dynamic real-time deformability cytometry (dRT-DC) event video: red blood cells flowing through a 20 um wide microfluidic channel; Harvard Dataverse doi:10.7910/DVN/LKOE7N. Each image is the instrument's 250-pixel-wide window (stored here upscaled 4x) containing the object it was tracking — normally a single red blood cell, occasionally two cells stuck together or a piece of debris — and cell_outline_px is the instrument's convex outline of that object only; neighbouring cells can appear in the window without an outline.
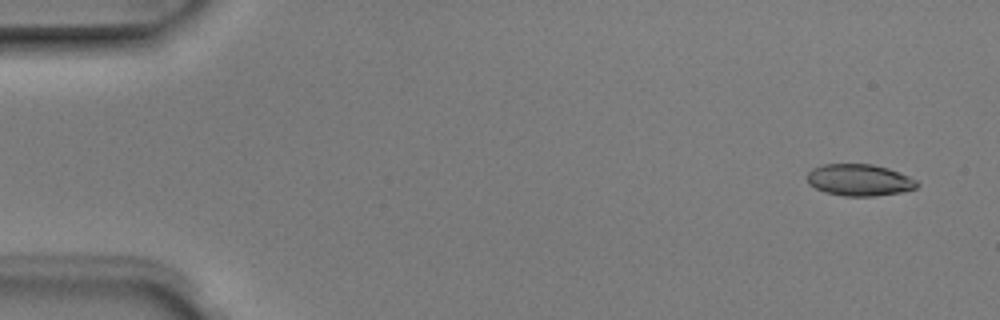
{"species": "Egyptian fruit bat (a non-hibernating species)", "species_latin": "Rousettus aegyptiacus", "temperature_condition": "room temperature", "stored_images_in_passage": 6, "camera_frame_rate_fps": 3000, "um_per_image_px": 0.085, "animal": {"sex": "male"}, "frame": {"image": 1, "passage_image": 1, "time_ms": 0.0, "image_size_px": [1000, 320], "cell_outline_px": [[920, 184], [916, 188], [900, 192], [876, 196], [844, 196], [824, 192], [808, 184], [808, 172], [812, 168], [824, 164], [872, 164], [888, 168], [908, 176], [916, 180]], "centroid_in_image_um": [73.04, 15.3], "position_along_channel_um": 12.0, "area_um2": 20.29}}
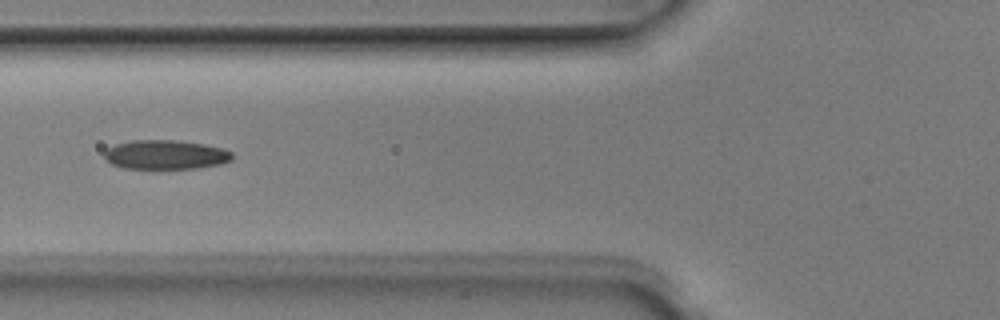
{"frame": {"image": 2, "passage_image": 5, "time_ms": 1.333, "image_size_px": [1000, 320], "cell_outline_px": [[232, 160], [220, 164], [200, 168], [124, 168], [112, 164], [104, 160], [104, 152], [108, 148], [116, 144], [132, 140], [176, 140], [204, 144], [224, 148], [232, 152]], "centroid_in_image_um": [14.08, 13.14], "position_along_channel_um": 111.7, "area_um2": 21.85}}
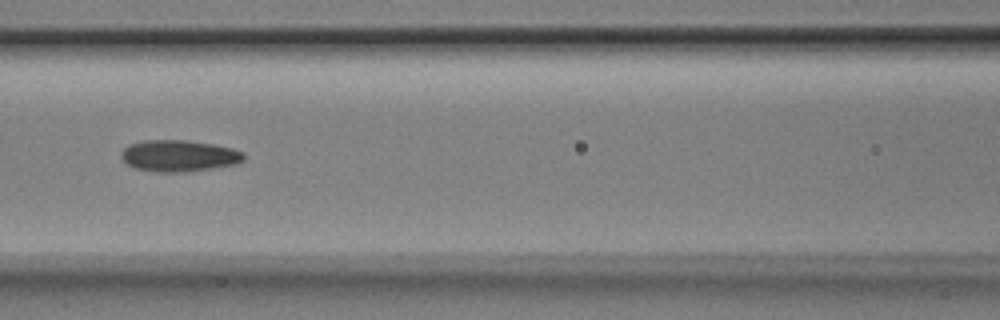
{"frame": {"image": 3, "passage_image": 6, "time_ms": 1.667, "image_size_px": [1000, 320], "cell_outline_px": [[244, 160], [240, 164], [184, 172], [156, 172], [136, 168], [128, 164], [120, 156], [120, 152], [128, 144], [140, 140], [188, 140], [216, 144], [232, 148], [244, 152]], "centroid_in_image_um": [15.23, 13.23], "position_along_channel_um": 151.4, "area_um2": 22.83}}